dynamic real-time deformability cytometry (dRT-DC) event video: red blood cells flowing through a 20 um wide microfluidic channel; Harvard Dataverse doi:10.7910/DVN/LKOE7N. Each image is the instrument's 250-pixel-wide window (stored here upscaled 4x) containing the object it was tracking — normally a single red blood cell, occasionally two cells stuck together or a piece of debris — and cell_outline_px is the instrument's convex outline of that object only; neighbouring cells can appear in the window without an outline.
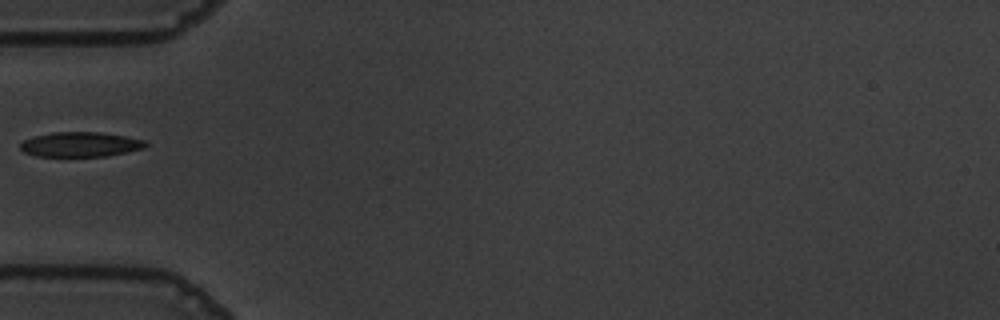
{"species": "common noctule bat (a hibernating species)", "species_latin": "Nyctalus noctula", "temperature_condition": "warm", "stored_images_in_passage": 37, "camera_frame_rate_fps": 3000, "um_per_image_px": 0.085, "animal": {"sex": "male", "body_mass_g": 19.5, "forearm_length_mm": 54.6}, "frame": {"image": 1, "passage_image": 1, "time_ms": 0.0, "image_size_px": [1000, 320], "cell_outline_px": [[148, 144], [144, 148], [108, 156], [36, 156], [24, 152], [20, 148], [20, 144], [24, 140], [32, 136], [52, 132], [100, 132], [124, 136], [144, 140]], "centroid_in_image_um": [6.81, 12.27], "position_along_channel_um": 78.2, "area_um2": 18.09}}